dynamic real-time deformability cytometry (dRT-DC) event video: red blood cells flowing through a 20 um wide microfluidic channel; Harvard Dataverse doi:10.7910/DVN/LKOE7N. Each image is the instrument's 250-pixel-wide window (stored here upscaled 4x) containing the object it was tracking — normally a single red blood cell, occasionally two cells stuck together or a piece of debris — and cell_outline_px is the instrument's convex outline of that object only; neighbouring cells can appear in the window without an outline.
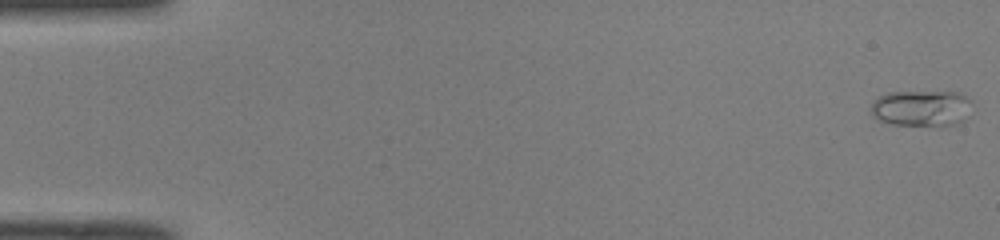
{"species": "common noctule bat (a hibernating species)", "species_latin": "Nyctalus noctula", "temperature_condition": "room temperature", "stored_images_in_passage": 50, "camera_frame_rate_fps": 3000, "um_per_image_px": 0.085, "animal": {"sex": "male", "body_mass_g": 19.0, "forearm_length_mm": 50.8}, "frame": {"image": 1, "passage_image": 1, "time_ms": 0.0, "image_size_px": [1000, 240], "cell_outline_px": [[972, 100], [968, 116], [964, 120], [956, 124], [940, 128], [892, 124], [880, 120], [872, 116], [872, 100], [888, 92], [960, 92]], "centroid_in_image_um": [78.37, 9.23], "position_along_channel_um": 6.6, "area_um2": 21.96}}
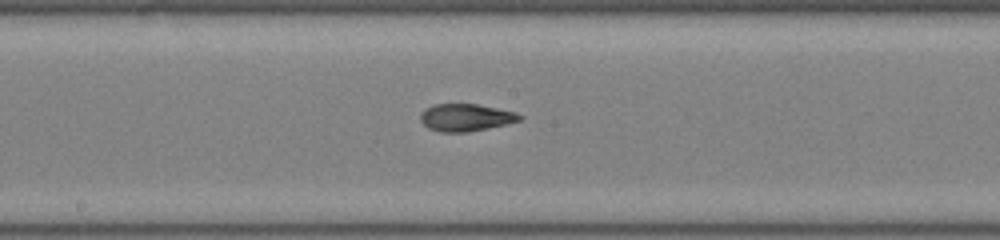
{"frame": {"image": 2, "passage_image": 27, "time_ms": 8.667, "image_size_px": [1000, 240], "cell_outline_px": [[524, 116], [520, 120], [488, 128], [468, 132], [440, 132], [428, 128], [420, 120], [420, 112], [424, 108], [432, 104], [476, 104], [516, 112]], "centroid_in_image_um": [39.55, 9.98], "position_along_channel_um": 208.7, "area_um2": 15.84}}
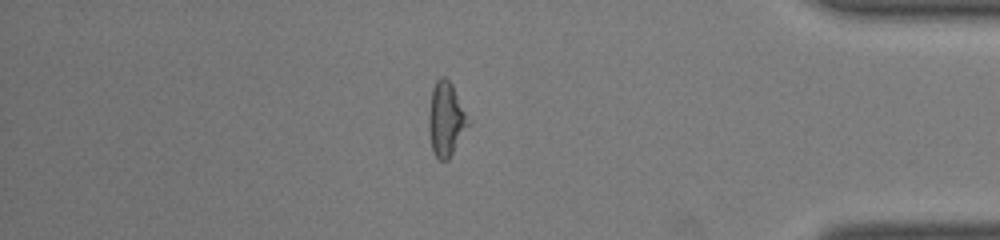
{"frame": {"image": 3, "passage_image": 43, "time_ms": 14.0, "image_size_px": [1000, 240], "cell_outline_px": [[468, 124], [448, 160], [440, 160], [436, 156], [432, 148], [428, 128], [428, 112], [432, 88], [436, 80], [440, 76], [444, 76], [452, 84], [468, 120]], "centroid_in_image_um": [37.85, 10.1], "position_along_channel_um": 397.3, "area_um2": 16.53}, "authors_computed_cell_mechanics": {"area_um2": 16.0973, "velocity_mm_per_s": 4.1047, "shape_relaxation_time_tau1_ms": null, "shape_relaxation_time_tau2_ms": 2.0987, "deformation_change_tau1": null, "deformation_change_tau2": 0.089}}